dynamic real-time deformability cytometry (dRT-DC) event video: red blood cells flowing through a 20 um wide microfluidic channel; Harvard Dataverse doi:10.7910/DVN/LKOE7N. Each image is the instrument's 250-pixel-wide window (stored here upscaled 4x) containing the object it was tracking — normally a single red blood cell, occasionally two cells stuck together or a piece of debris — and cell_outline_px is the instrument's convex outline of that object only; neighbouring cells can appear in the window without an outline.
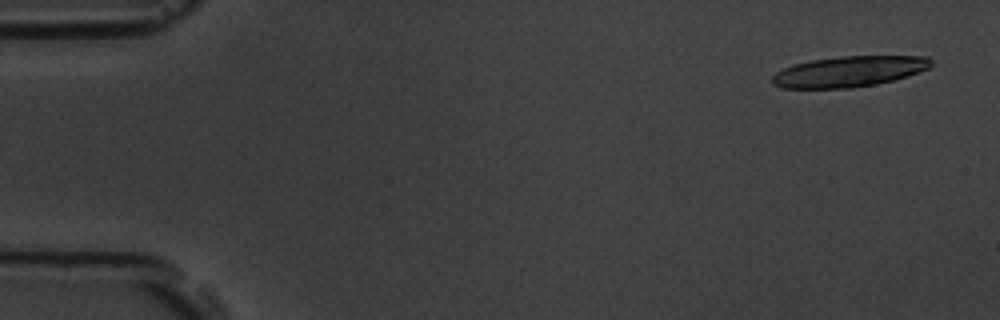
{"species": "common noctule bat (a hibernating species)", "species_latin": "Nyctalus noctula", "temperature_condition": "room temperature", "stored_images_in_passage": 17, "camera_frame_rate_fps": 3000, "um_per_image_px": 0.085, "animal": {"sex": "male", "body_mass_g": 19.5, "forearm_length_mm": 54.6}, "frame": {"image": 1, "passage_image": 1, "time_ms": 0.0, "image_size_px": [1000, 320], "cell_outline_px": [[932, 64], [928, 68], [908, 76], [876, 84], [852, 88], [780, 88], [772, 84], [772, 76], [776, 72], [792, 64], [812, 60], [844, 56], [928, 56], [932, 60]], "centroid_in_image_um": [72.15, 6.08], "position_along_channel_um": 12.8, "area_um2": 28.44}}